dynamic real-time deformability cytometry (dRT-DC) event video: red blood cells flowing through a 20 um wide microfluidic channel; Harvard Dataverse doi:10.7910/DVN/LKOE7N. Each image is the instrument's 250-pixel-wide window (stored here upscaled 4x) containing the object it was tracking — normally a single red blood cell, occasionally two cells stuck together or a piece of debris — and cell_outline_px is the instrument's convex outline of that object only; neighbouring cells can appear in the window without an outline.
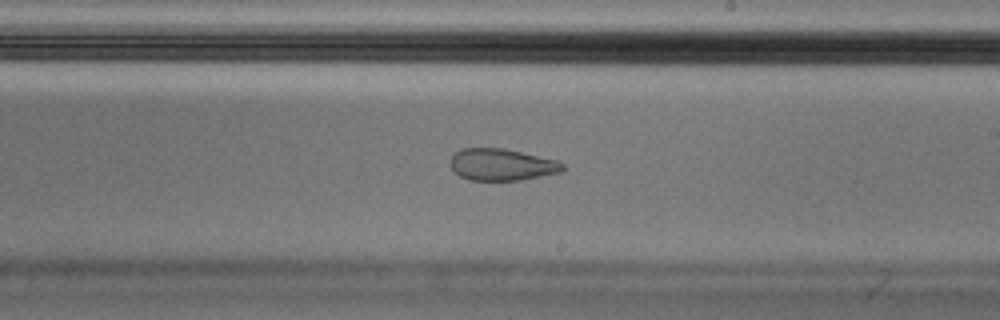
{"species": "Egyptian fruit bat (a non-hibernating species)", "species_latin": "Rousettus aegyptiacus", "temperature_condition": "cold", "stored_images_in_passage": 55, "camera_frame_rate_fps": 3000, "um_per_image_px": 0.085, "animal": {"sex": "male"}, "frame": {"image": 1, "passage_image": 32, "time_ms": 10.333, "image_size_px": [1000, 320], "cell_outline_px": [[564, 168], [560, 172], [520, 180], [468, 180], [460, 176], [452, 168], [452, 156], [460, 148], [504, 148], [556, 160], [564, 164]], "centroid_in_image_um": [42.64, 13.99], "position_along_channel_um": 246.4, "area_um2": 20.58}, "authors_computed_cell_mechanics": {"area_um2": 23.0044, "velocity_mm_per_s": 3.6029, "shape_relaxation_time_tau1_ms": null, "shape_relaxation_time_tau2_ms": 1.6502, "deformation_change_tau1": null, "deformation_change_tau2": 0.0841}}